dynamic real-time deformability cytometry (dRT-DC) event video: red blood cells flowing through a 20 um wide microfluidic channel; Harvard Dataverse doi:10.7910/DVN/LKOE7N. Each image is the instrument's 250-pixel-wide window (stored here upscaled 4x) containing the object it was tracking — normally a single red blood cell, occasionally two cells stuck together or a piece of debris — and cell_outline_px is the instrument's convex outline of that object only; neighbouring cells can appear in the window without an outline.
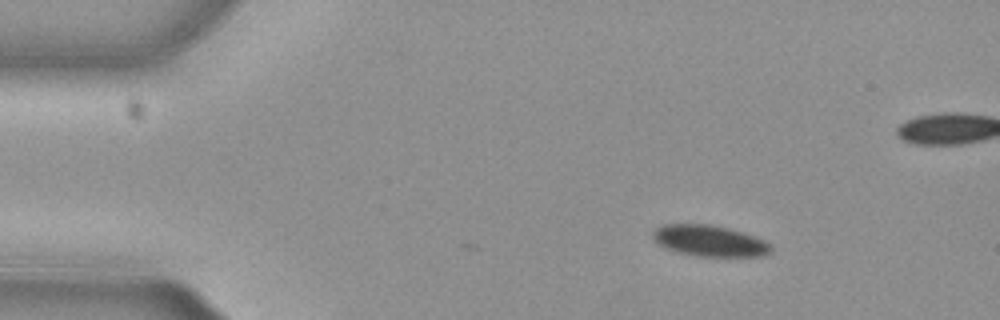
{"species": "common noctule bat (a hibernating species)", "species_latin": "Nyctalus noctula", "temperature_condition": "cold", "stored_images_in_passage": 2, "camera_frame_rate_fps": 3000, "um_per_image_px": 0.085, "animal": {"sex": "female", "body_mass_g": 29.2, "forearm_length_mm": 56.3}, "frame": {"image": 1, "passage_image": 2, "time_ms": 0.333, "image_size_px": [1000, 320], "cell_outline_px": [[772, 252], [764, 256], [696, 256], [676, 252], [664, 248], [652, 240], [652, 232], [660, 224], [712, 224], [744, 232], [756, 236], [772, 244]], "centroid_in_image_um": [60.3, 20.46], "position_along_channel_um": 24.7, "area_um2": 21.91}}